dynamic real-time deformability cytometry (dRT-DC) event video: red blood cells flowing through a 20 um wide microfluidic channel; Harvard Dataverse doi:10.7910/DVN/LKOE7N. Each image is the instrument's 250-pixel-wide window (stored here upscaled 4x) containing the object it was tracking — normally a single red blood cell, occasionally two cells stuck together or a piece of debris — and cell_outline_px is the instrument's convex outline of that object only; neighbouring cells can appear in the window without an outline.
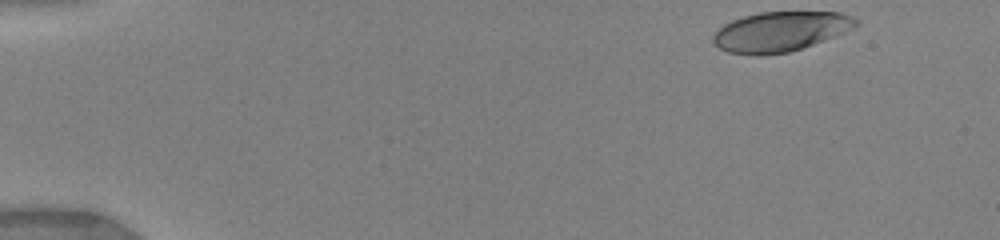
{"species": "human", "species_latin": "Homo sapiens", "temperature_condition": "warm", "stored_images_in_passage": 21, "camera_frame_rate_fps": 3000, "um_per_image_px": 0.085, "donor": {"sex": "female"}, "frame": {"image": 1, "passage_image": 1, "time_ms": 0.0, "image_size_px": [1000, 240], "cell_outline_px": [[860, 24], [844, 32], [824, 40], [788, 52], [760, 56], [756, 56], [728, 52], [720, 48], [712, 40], [712, 36], [724, 24], [732, 20], [744, 16], [760, 12], [840, 12], [852, 16]], "centroid_in_image_um": [66.31, 2.68], "position_along_channel_um": 18.7, "area_um2": 32.95}}